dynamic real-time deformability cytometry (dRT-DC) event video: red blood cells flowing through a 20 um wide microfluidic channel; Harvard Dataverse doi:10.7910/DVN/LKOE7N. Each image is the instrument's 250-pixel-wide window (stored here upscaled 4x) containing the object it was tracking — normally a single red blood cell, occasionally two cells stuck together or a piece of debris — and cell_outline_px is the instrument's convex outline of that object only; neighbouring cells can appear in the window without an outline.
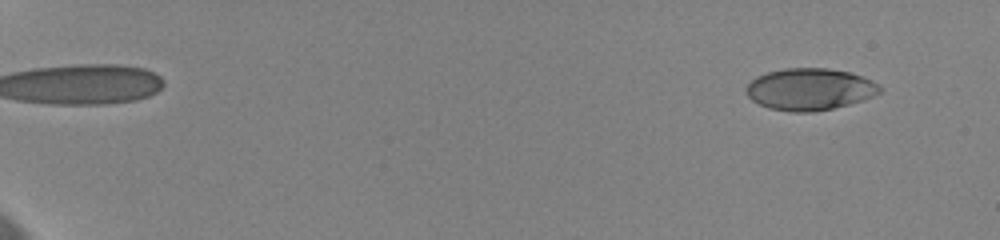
{"species": "human", "species_latin": "Homo sapiens", "temperature_condition": "cold", "stored_images_in_passage": 22, "camera_frame_rate_fps": 3000, "um_per_image_px": 0.085, "donor": {"sex": "female"}, "frame": {"image": 1, "passage_image": 4, "time_ms": 1.333, "image_size_px": [1000, 240], "cell_outline_px": [[880, 92], [872, 96], [848, 104], [832, 108], [812, 112], [792, 112], [768, 108], [752, 100], [748, 96], [744, 88], [756, 76], [768, 72], [784, 68], [828, 68], [848, 72], [872, 80], [880, 88]], "centroid_in_image_um": [68.77, 7.58], "position_along_channel_um": 16.2, "area_um2": 32.31}}
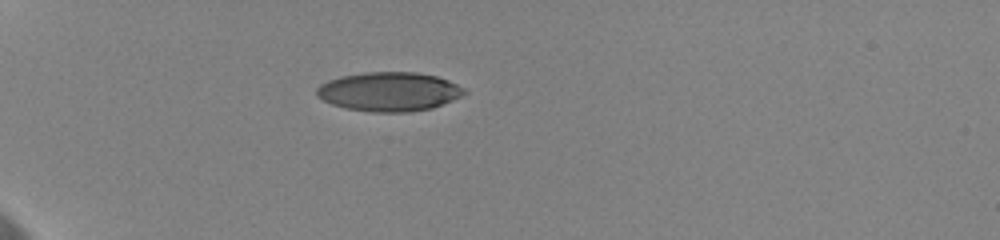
{"frame": {"image": 2, "passage_image": 19, "time_ms": 6.333, "image_size_px": [1000, 240], "cell_outline_px": [[468, 92], [452, 100], [432, 108], [408, 112], [372, 112], [348, 108], [332, 104], [316, 96], [316, 88], [320, 84], [328, 80], [340, 76], [364, 72], [416, 72], [436, 76], [448, 80], [464, 88]], "centroid_in_image_um": [33.06, 7.78], "position_along_channel_um": 51.9, "area_um2": 33.58}}